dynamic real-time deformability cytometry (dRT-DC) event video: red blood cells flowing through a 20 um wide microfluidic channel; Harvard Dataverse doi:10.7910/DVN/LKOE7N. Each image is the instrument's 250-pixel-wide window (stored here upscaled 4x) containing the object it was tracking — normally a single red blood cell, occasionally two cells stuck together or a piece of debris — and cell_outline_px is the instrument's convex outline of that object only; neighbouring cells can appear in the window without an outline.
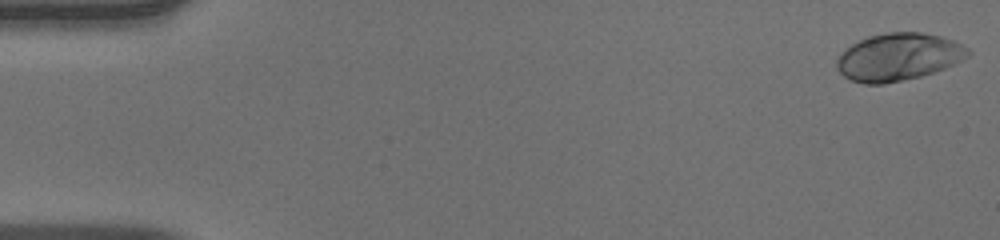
{"species": "human", "species_latin": "Homo sapiens", "temperature_condition": "warm", "stored_images_in_passage": 51, "camera_frame_rate_fps": 3000, "um_per_image_px": 0.085, "donor": {"sex": "male"}, "frame": {"image": 1, "passage_image": 1, "time_ms": 0.0, "image_size_px": [1000, 240], "cell_outline_px": [[972, 52], [968, 56], [944, 68], [920, 76], [884, 84], [864, 84], [852, 80], [844, 76], [836, 68], [836, 60], [852, 44], [868, 36], [884, 32], [920, 32], [940, 36], [952, 40], [968, 48]], "centroid_in_image_um": [76.35, 4.83], "position_along_channel_um": 8.6, "area_um2": 35.89}}
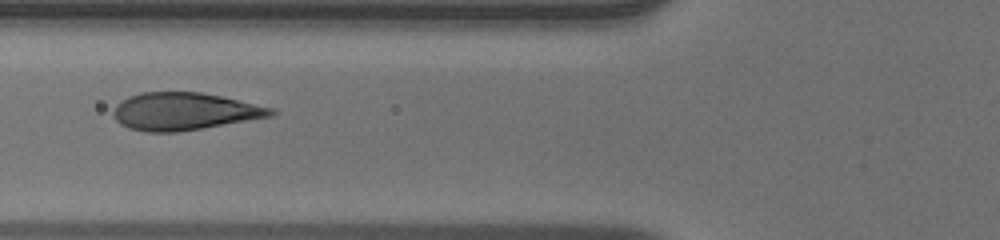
{"frame": {"image": 2, "passage_image": 20, "time_ms": 6.333, "image_size_px": [1000, 240], "cell_outline_px": [[276, 112], [272, 116], [176, 132], [144, 132], [128, 128], [120, 124], [116, 120], [112, 112], [116, 104], [120, 100], [128, 96], [140, 92], [200, 92], [220, 96], [272, 108]], "centroid_in_image_um": [15.58, 9.46], "position_along_channel_um": 110.2, "area_um2": 34.16}}
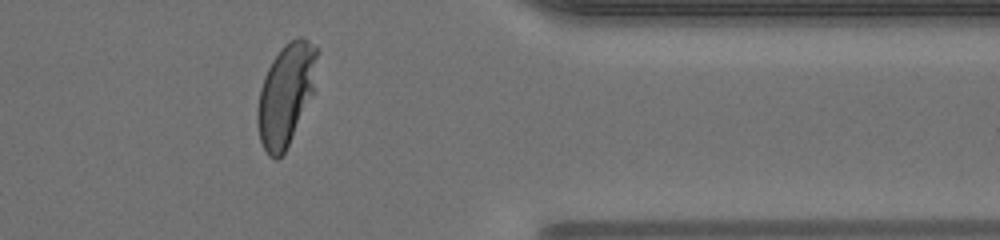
{"frame": {"image": 3, "passage_image": 42, "time_ms": 13.667, "image_size_px": [1000, 240], "cell_outline_px": [[320, 52], [316, 92], [284, 152], [276, 160], [268, 156], [260, 140], [256, 124], [256, 108], [260, 88], [264, 76], [272, 60], [280, 48], [284, 44], [296, 36], [304, 36], [320, 48]], "centroid_in_image_um": [24.36, 7.96], "position_along_channel_um": 387.0, "area_um2": 36.82}, "authors_computed_cell_mechanics": {"area_um2": 35.258, "velocity_mm_per_s": 3.99, "shape_relaxation_time_tau1_ms": 4.0519, "shape_relaxation_time_tau2_ms": null, "deformation_change_tau1": 0.2096, "deformation_change_tau2": null}}